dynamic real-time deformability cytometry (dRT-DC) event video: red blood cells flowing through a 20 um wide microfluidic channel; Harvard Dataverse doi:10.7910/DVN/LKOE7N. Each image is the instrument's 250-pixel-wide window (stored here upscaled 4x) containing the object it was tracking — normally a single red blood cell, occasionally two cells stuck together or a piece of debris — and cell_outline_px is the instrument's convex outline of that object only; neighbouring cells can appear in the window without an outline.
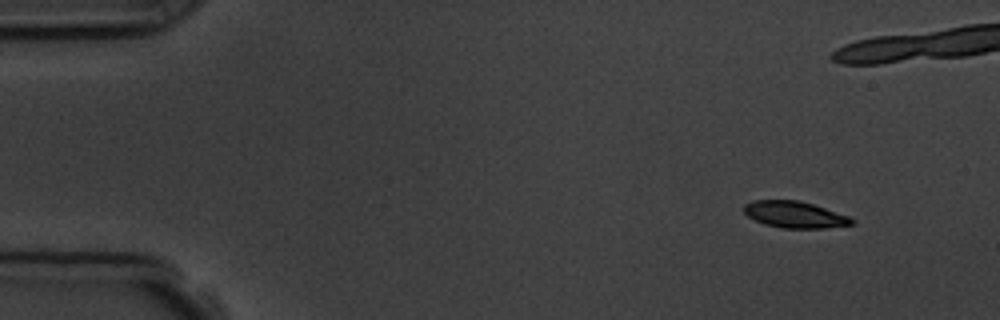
{"species": "common noctule bat (a hibernating species)", "species_latin": "Nyctalus noctula", "temperature_condition": "room temperature", "stored_images_in_passage": 6, "camera_frame_rate_fps": 3000, "um_per_image_px": 0.085, "animal": {"sex": "male", "body_mass_g": 19.5, "forearm_length_mm": 54.6}, "frame": {"image": 1, "passage_image": 1, "time_ms": 0.0, "image_size_px": [1000, 320], "cell_outline_px": [[856, 224], [824, 228], [780, 228], [764, 224], [748, 216], [744, 212], [744, 204], [752, 200], [800, 200], [848, 216], [856, 220]], "centroid_in_image_um": [67.56, 18.24], "position_along_channel_um": 17.4, "area_um2": 16.7}}